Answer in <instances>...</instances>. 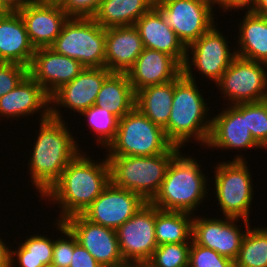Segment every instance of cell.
Here are the masks:
<instances>
[{"label": "cell", "mask_w": 267, "mask_h": 267, "mask_svg": "<svg viewBox=\"0 0 267 267\" xmlns=\"http://www.w3.org/2000/svg\"><path fill=\"white\" fill-rule=\"evenodd\" d=\"M134 26L139 32L144 48L166 53L183 66L187 47L155 7L141 16Z\"/></svg>", "instance_id": "7402d4cb"}, {"label": "cell", "mask_w": 267, "mask_h": 267, "mask_svg": "<svg viewBox=\"0 0 267 267\" xmlns=\"http://www.w3.org/2000/svg\"><path fill=\"white\" fill-rule=\"evenodd\" d=\"M110 182V166L106 155L100 162L81 151L41 199L49 200L52 205L58 204L60 214L59 219H56L64 221L69 216L82 214Z\"/></svg>", "instance_id": "6da1fadb"}, {"label": "cell", "mask_w": 267, "mask_h": 267, "mask_svg": "<svg viewBox=\"0 0 267 267\" xmlns=\"http://www.w3.org/2000/svg\"><path fill=\"white\" fill-rule=\"evenodd\" d=\"M146 203L140 195L110 182L82 215L93 223L116 230Z\"/></svg>", "instance_id": "2e32d148"}, {"label": "cell", "mask_w": 267, "mask_h": 267, "mask_svg": "<svg viewBox=\"0 0 267 267\" xmlns=\"http://www.w3.org/2000/svg\"><path fill=\"white\" fill-rule=\"evenodd\" d=\"M212 118L206 148L256 149L261 146L254 140L243 117V103L229 105Z\"/></svg>", "instance_id": "ac0fdd59"}, {"label": "cell", "mask_w": 267, "mask_h": 267, "mask_svg": "<svg viewBox=\"0 0 267 267\" xmlns=\"http://www.w3.org/2000/svg\"><path fill=\"white\" fill-rule=\"evenodd\" d=\"M173 146L164 128L134 107L119 119L115 138L106 148V156H155L166 153Z\"/></svg>", "instance_id": "8992f818"}, {"label": "cell", "mask_w": 267, "mask_h": 267, "mask_svg": "<svg viewBox=\"0 0 267 267\" xmlns=\"http://www.w3.org/2000/svg\"><path fill=\"white\" fill-rule=\"evenodd\" d=\"M64 223L102 267H129L121 254L115 229L93 223L82 214L69 216Z\"/></svg>", "instance_id": "5bb4252c"}, {"label": "cell", "mask_w": 267, "mask_h": 267, "mask_svg": "<svg viewBox=\"0 0 267 267\" xmlns=\"http://www.w3.org/2000/svg\"><path fill=\"white\" fill-rule=\"evenodd\" d=\"M10 11L2 4L0 0V15H4L6 13H9Z\"/></svg>", "instance_id": "ee69618b"}, {"label": "cell", "mask_w": 267, "mask_h": 267, "mask_svg": "<svg viewBox=\"0 0 267 267\" xmlns=\"http://www.w3.org/2000/svg\"><path fill=\"white\" fill-rule=\"evenodd\" d=\"M174 96V80L142 88L136 92L135 107L151 122L165 127L168 124Z\"/></svg>", "instance_id": "83f0119b"}, {"label": "cell", "mask_w": 267, "mask_h": 267, "mask_svg": "<svg viewBox=\"0 0 267 267\" xmlns=\"http://www.w3.org/2000/svg\"><path fill=\"white\" fill-rule=\"evenodd\" d=\"M136 102V93L127 73H111L103 82L95 105L105 108L119 119L129 113Z\"/></svg>", "instance_id": "4316f807"}, {"label": "cell", "mask_w": 267, "mask_h": 267, "mask_svg": "<svg viewBox=\"0 0 267 267\" xmlns=\"http://www.w3.org/2000/svg\"><path fill=\"white\" fill-rule=\"evenodd\" d=\"M243 117L252 137L262 146L267 141V99L243 103Z\"/></svg>", "instance_id": "836d02e7"}, {"label": "cell", "mask_w": 267, "mask_h": 267, "mask_svg": "<svg viewBox=\"0 0 267 267\" xmlns=\"http://www.w3.org/2000/svg\"><path fill=\"white\" fill-rule=\"evenodd\" d=\"M252 1L253 0H210L213 7L216 6V4L217 6L219 5L218 8L224 10L223 13L226 11L231 12L233 9L234 10L237 9L245 10L246 8L248 9Z\"/></svg>", "instance_id": "ab89813d"}, {"label": "cell", "mask_w": 267, "mask_h": 267, "mask_svg": "<svg viewBox=\"0 0 267 267\" xmlns=\"http://www.w3.org/2000/svg\"><path fill=\"white\" fill-rule=\"evenodd\" d=\"M155 0H102L93 19L103 28L134 26Z\"/></svg>", "instance_id": "484cf974"}, {"label": "cell", "mask_w": 267, "mask_h": 267, "mask_svg": "<svg viewBox=\"0 0 267 267\" xmlns=\"http://www.w3.org/2000/svg\"><path fill=\"white\" fill-rule=\"evenodd\" d=\"M42 109V110H41ZM51 98L28 74L12 91L0 97V117L15 119L30 117L37 112L42 121L51 116Z\"/></svg>", "instance_id": "ffe728a7"}, {"label": "cell", "mask_w": 267, "mask_h": 267, "mask_svg": "<svg viewBox=\"0 0 267 267\" xmlns=\"http://www.w3.org/2000/svg\"><path fill=\"white\" fill-rule=\"evenodd\" d=\"M181 74L182 66L172 56L147 48H144L127 72L135 93L147 86L173 81Z\"/></svg>", "instance_id": "44dd1931"}, {"label": "cell", "mask_w": 267, "mask_h": 267, "mask_svg": "<svg viewBox=\"0 0 267 267\" xmlns=\"http://www.w3.org/2000/svg\"><path fill=\"white\" fill-rule=\"evenodd\" d=\"M227 105L267 99V64L236 56L216 83Z\"/></svg>", "instance_id": "8fae6325"}, {"label": "cell", "mask_w": 267, "mask_h": 267, "mask_svg": "<svg viewBox=\"0 0 267 267\" xmlns=\"http://www.w3.org/2000/svg\"><path fill=\"white\" fill-rule=\"evenodd\" d=\"M143 50L135 26L106 28L105 67L112 73H127Z\"/></svg>", "instance_id": "603a6c76"}, {"label": "cell", "mask_w": 267, "mask_h": 267, "mask_svg": "<svg viewBox=\"0 0 267 267\" xmlns=\"http://www.w3.org/2000/svg\"><path fill=\"white\" fill-rule=\"evenodd\" d=\"M106 29L93 18H68L50 46L55 52L76 59L84 67H105Z\"/></svg>", "instance_id": "ba28073f"}, {"label": "cell", "mask_w": 267, "mask_h": 267, "mask_svg": "<svg viewBox=\"0 0 267 267\" xmlns=\"http://www.w3.org/2000/svg\"><path fill=\"white\" fill-rule=\"evenodd\" d=\"M241 218H208L199 217L194 214L192 219V240L201 246L210 248L220 255L235 261L241 243L247 229L251 225L250 221L242 219L244 231L240 225L236 224ZM236 222V223H235Z\"/></svg>", "instance_id": "4fadbf2b"}, {"label": "cell", "mask_w": 267, "mask_h": 267, "mask_svg": "<svg viewBox=\"0 0 267 267\" xmlns=\"http://www.w3.org/2000/svg\"><path fill=\"white\" fill-rule=\"evenodd\" d=\"M17 12L35 49L50 47L69 18L57 2L32 0Z\"/></svg>", "instance_id": "d6986e66"}, {"label": "cell", "mask_w": 267, "mask_h": 267, "mask_svg": "<svg viewBox=\"0 0 267 267\" xmlns=\"http://www.w3.org/2000/svg\"><path fill=\"white\" fill-rule=\"evenodd\" d=\"M234 267H267V227H251L245 233Z\"/></svg>", "instance_id": "4dcf8cb0"}, {"label": "cell", "mask_w": 267, "mask_h": 267, "mask_svg": "<svg viewBox=\"0 0 267 267\" xmlns=\"http://www.w3.org/2000/svg\"><path fill=\"white\" fill-rule=\"evenodd\" d=\"M197 159L180 151L171 161L161 186L150 201L161 210L193 214L208 197V176ZM208 191V192H207Z\"/></svg>", "instance_id": "277c9868"}, {"label": "cell", "mask_w": 267, "mask_h": 267, "mask_svg": "<svg viewBox=\"0 0 267 267\" xmlns=\"http://www.w3.org/2000/svg\"><path fill=\"white\" fill-rule=\"evenodd\" d=\"M191 243H169L157 246L143 267H188Z\"/></svg>", "instance_id": "d6a6232c"}, {"label": "cell", "mask_w": 267, "mask_h": 267, "mask_svg": "<svg viewBox=\"0 0 267 267\" xmlns=\"http://www.w3.org/2000/svg\"><path fill=\"white\" fill-rule=\"evenodd\" d=\"M32 0H1L2 4L11 12H17Z\"/></svg>", "instance_id": "b9f144b4"}, {"label": "cell", "mask_w": 267, "mask_h": 267, "mask_svg": "<svg viewBox=\"0 0 267 267\" xmlns=\"http://www.w3.org/2000/svg\"><path fill=\"white\" fill-rule=\"evenodd\" d=\"M155 206L144 204L130 219L116 229L119 247L129 267H143L157 248Z\"/></svg>", "instance_id": "7c38bea8"}, {"label": "cell", "mask_w": 267, "mask_h": 267, "mask_svg": "<svg viewBox=\"0 0 267 267\" xmlns=\"http://www.w3.org/2000/svg\"><path fill=\"white\" fill-rule=\"evenodd\" d=\"M196 81L189 80L183 74L174 80L171 113L164 131L168 140L181 149L192 139L205 146L211 130L210 107Z\"/></svg>", "instance_id": "3957f363"}, {"label": "cell", "mask_w": 267, "mask_h": 267, "mask_svg": "<svg viewBox=\"0 0 267 267\" xmlns=\"http://www.w3.org/2000/svg\"><path fill=\"white\" fill-rule=\"evenodd\" d=\"M237 155L232 160L218 162L213 167L214 196L224 217L250 221V208L255 192L253 179L246 163L247 158L242 154Z\"/></svg>", "instance_id": "52a82bcc"}, {"label": "cell", "mask_w": 267, "mask_h": 267, "mask_svg": "<svg viewBox=\"0 0 267 267\" xmlns=\"http://www.w3.org/2000/svg\"><path fill=\"white\" fill-rule=\"evenodd\" d=\"M69 267H102L79 243L74 247Z\"/></svg>", "instance_id": "f35d334b"}, {"label": "cell", "mask_w": 267, "mask_h": 267, "mask_svg": "<svg viewBox=\"0 0 267 267\" xmlns=\"http://www.w3.org/2000/svg\"><path fill=\"white\" fill-rule=\"evenodd\" d=\"M39 123L38 135L27 165L31 183L41 198L82 151V147H79L76 137L69 130L65 118L59 120L50 116Z\"/></svg>", "instance_id": "7a4b0ae2"}, {"label": "cell", "mask_w": 267, "mask_h": 267, "mask_svg": "<svg viewBox=\"0 0 267 267\" xmlns=\"http://www.w3.org/2000/svg\"><path fill=\"white\" fill-rule=\"evenodd\" d=\"M84 69L85 67L76 59L59 54L50 47H42L35 50L28 74L51 97Z\"/></svg>", "instance_id": "e0dca14e"}, {"label": "cell", "mask_w": 267, "mask_h": 267, "mask_svg": "<svg viewBox=\"0 0 267 267\" xmlns=\"http://www.w3.org/2000/svg\"><path fill=\"white\" fill-rule=\"evenodd\" d=\"M18 12L0 15V62L29 67L35 53Z\"/></svg>", "instance_id": "cb8c5ba5"}, {"label": "cell", "mask_w": 267, "mask_h": 267, "mask_svg": "<svg viewBox=\"0 0 267 267\" xmlns=\"http://www.w3.org/2000/svg\"><path fill=\"white\" fill-rule=\"evenodd\" d=\"M39 1H43V2H58L59 0H39Z\"/></svg>", "instance_id": "f6af8a7d"}, {"label": "cell", "mask_w": 267, "mask_h": 267, "mask_svg": "<svg viewBox=\"0 0 267 267\" xmlns=\"http://www.w3.org/2000/svg\"><path fill=\"white\" fill-rule=\"evenodd\" d=\"M188 267H234V261L193 240L189 249Z\"/></svg>", "instance_id": "d590c367"}, {"label": "cell", "mask_w": 267, "mask_h": 267, "mask_svg": "<svg viewBox=\"0 0 267 267\" xmlns=\"http://www.w3.org/2000/svg\"><path fill=\"white\" fill-rule=\"evenodd\" d=\"M55 222L53 227L57 226L55 229H58V232L63 236L61 235L62 238H54L51 265L54 267H69L74 247L78 244V241L64 221L56 220Z\"/></svg>", "instance_id": "e575fe53"}, {"label": "cell", "mask_w": 267, "mask_h": 267, "mask_svg": "<svg viewBox=\"0 0 267 267\" xmlns=\"http://www.w3.org/2000/svg\"><path fill=\"white\" fill-rule=\"evenodd\" d=\"M154 7L186 47L216 23L210 0H155Z\"/></svg>", "instance_id": "30bf717a"}, {"label": "cell", "mask_w": 267, "mask_h": 267, "mask_svg": "<svg viewBox=\"0 0 267 267\" xmlns=\"http://www.w3.org/2000/svg\"><path fill=\"white\" fill-rule=\"evenodd\" d=\"M262 148L265 149V151H266V149H267V141L261 146V150H262Z\"/></svg>", "instance_id": "bcb514c9"}, {"label": "cell", "mask_w": 267, "mask_h": 267, "mask_svg": "<svg viewBox=\"0 0 267 267\" xmlns=\"http://www.w3.org/2000/svg\"><path fill=\"white\" fill-rule=\"evenodd\" d=\"M80 115L87 118L88 126L93 131L99 147L106 149L115 138L119 118L105 108L93 105Z\"/></svg>", "instance_id": "1f68e13d"}, {"label": "cell", "mask_w": 267, "mask_h": 267, "mask_svg": "<svg viewBox=\"0 0 267 267\" xmlns=\"http://www.w3.org/2000/svg\"><path fill=\"white\" fill-rule=\"evenodd\" d=\"M41 234H32L18 248L11 250V267H44L51 265L54 240ZM52 239V240H51ZM17 258V259H15ZM17 263V264H16Z\"/></svg>", "instance_id": "f546056e"}, {"label": "cell", "mask_w": 267, "mask_h": 267, "mask_svg": "<svg viewBox=\"0 0 267 267\" xmlns=\"http://www.w3.org/2000/svg\"><path fill=\"white\" fill-rule=\"evenodd\" d=\"M181 150L173 146L166 153L155 156H106L111 183L150 202L157 194L172 159Z\"/></svg>", "instance_id": "5b68a950"}, {"label": "cell", "mask_w": 267, "mask_h": 267, "mask_svg": "<svg viewBox=\"0 0 267 267\" xmlns=\"http://www.w3.org/2000/svg\"><path fill=\"white\" fill-rule=\"evenodd\" d=\"M194 214L161 210L155 206V239L157 245L191 243Z\"/></svg>", "instance_id": "f1b7e54d"}, {"label": "cell", "mask_w": 267, "mask_h": 267, "mask_svg": "<svg viewBox=\"0 0 267 267\" xmlns=\"http://www.w3.org/2000/svg\"><path fill=\"white\" fill-rule=\"evenodd\" d=\"M102 0H59L57 3L69 18H93Z\"/></svg>", "instance_id": "74e56055"}, {"label": "cell", "mask_w": 267, "mask_h": 267, "mask_svg": "<svg viewBox=\"0 0 267 267\" xmlns=\"http://www.w3.org/2000/svg\"><path fill=\"white\" fill-rule=\"evenodd\" d=\"M238 30L236 56L267 64V17L246 8Z\"/></svg>", "instance_id": "d4e9b609"}, {"label": "cell", "mask_w": 267, "mask_h": 267, "mask_svg": "<svg viewBox=\"0 0 267 267\" xmlns=\"http://www.w3.org/2000/svg\"><path fill=\"white\" fill-rule=\"evenodd\" d=\"M216 25L217 23L198 40L187 46L182 74L189 80L195 81V74L192 73L197 69L202 76H205L203 78L212 80L216 84L236 57L234 50L230 52L231 46L229 47L226 39L228 37L222 35V31Z\"/></svg>", "instance_id": "9c48e42d"}, {"label": "cell", "mask_w": 267, "mask_h": 267, "mask_svg": "<svg viewBox=\"0 0 267 267\" xmlns=\"http://www.w3.org/2000/svg\"><path fill=\"white\" fill-rule=\"evenodd\" d=\"M28 75V68L0 62V97L12 91Z\"/></svg>", "instance_id": "8d00e7d4"}, {"label": "cell", "mask_w": 267, "mask_h": 267, "mask_svg": "<svg viewBox=\"0 0 267 267\" xmlns=\"http://www.w3.org/2000/svg\"><path fill=\"white\" fill-rule=\"evenodd\" d=\"M3 240L0 237V267H11V246H7Z\"/></svg>", "instance_id": "60d3db41"}, {"label": "cell", "mask_w": 267, "mask_h": 267, "mask_svg": "<svg viewBox=\"0 0 267 267\" xmlns=\"http://www.w3.org/2000/svg\"><path fill=\"white\" fill-rule=\"evenodd\" d=\"M249 9L256 14L267 17V0H253Z\"/></svg>", "instance_id": "7bdbcfd3"}, {"label": "cell", "mask_w": 267, "mask_h": 267, "mask_svg": "<svg viewBox=\"0 0 267 267\" xmlns=\"http://www.w3.org/2000/svg\"><path fill=\"white\" fill-rule=\"evenodd\" d=\"M106 67L85 69L71 82L58 89L51 98V117L63 120L60 108L78 112V115L95 104L105 79L111 74ZM59 109H58V108Z\"/></svg>", "instance_id": "9a60e30c"}]
</instances>
